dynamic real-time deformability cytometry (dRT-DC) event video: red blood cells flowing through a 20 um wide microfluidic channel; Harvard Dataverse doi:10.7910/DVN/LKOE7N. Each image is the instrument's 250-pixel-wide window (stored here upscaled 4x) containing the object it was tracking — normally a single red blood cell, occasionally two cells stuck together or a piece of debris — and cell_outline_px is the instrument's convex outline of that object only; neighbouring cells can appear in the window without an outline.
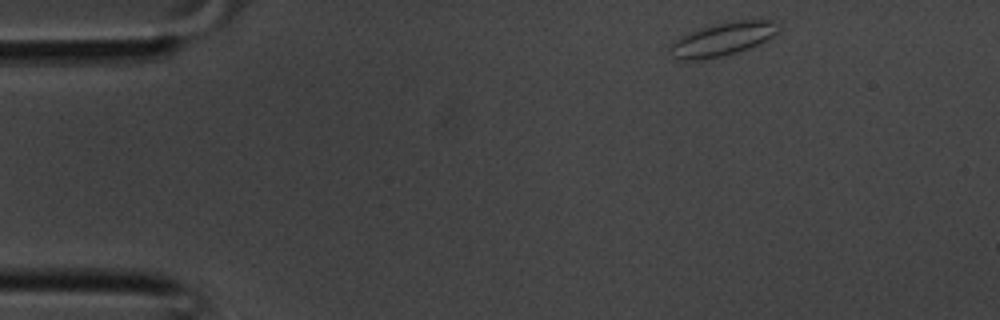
{"species": "common noctule bat (a hibernating species)", "species_latin": "Nyctalus noctula", "temperature_condition": "room temperature", "stored_images_in_passage": 6, "camera_frame_rate_fps": 3000, "um_per_image_px": 0.085, "animal": {"sex": "male", "body_mass_g": 20.1, "forearm_length_mm": 53.5}, "frame": {"image": 1, "passage_image": 1, "time_ms": 0.0, "image_size_px": [1000, 320], "cell_outline_px": [[780, 24], [776, 32], [772, 36], [748, 48], [736, 52], [704, 60], [676, 60], [668, 52], [668, 44], [680, 36], [700, 28], [716, 24], [740, 20], [776, 20]], "centroid_in_image_um": [61.33, 3.34], "position_along_channel_um": 23.7, "area_um2": 20.98}}